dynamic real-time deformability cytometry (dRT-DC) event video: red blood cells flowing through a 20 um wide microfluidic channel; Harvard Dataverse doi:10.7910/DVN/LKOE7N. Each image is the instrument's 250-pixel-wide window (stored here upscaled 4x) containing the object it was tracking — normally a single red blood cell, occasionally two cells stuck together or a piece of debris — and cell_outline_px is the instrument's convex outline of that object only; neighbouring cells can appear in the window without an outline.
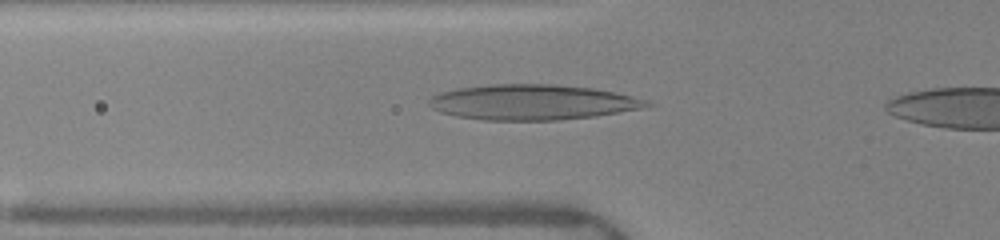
{"species": "human", "species_latin": "Homo sapiens", "temperature_condition": "warm", "stored_images_in_passage": 31, "camera_frame_rate_fps": 3000, "um_per_image_px": 0.085, "donor": {"sex": "female"}, "frame": {"image": 1, "passage_image": 5, "time_ms": 1.333, "image_size_px": [1000, 240], "cell_outline_px": [[656, 104], [640, 108], [596, 116], [560, 120], [484, 120], [456, 116], [440, 112], [432, 108], [428, 104], [428, 100], [432, 96], [440, 92], [456, 88], [488, 84], [556, 84], [592, 88], [616, 92], [648, 100]], "centroid_in_image_um": [45.24, 8.68], "position_along_channel_um": 80.6, "area_um2": 45.03}}
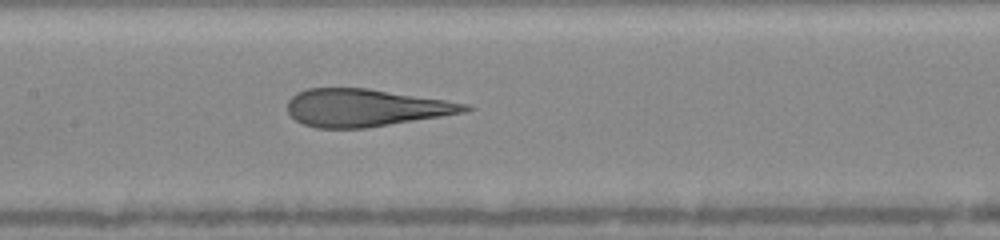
{"frame": {"image": 2, "passage_image": 12, "time_ms": 3.667, "image_size_px": [1000, 240], "cell_outline_px": [[476, 108], [464, 112], [440, 116], [364, 128], [316, 128], [304, 124], [296, 120], [288, 112], [288, 100], [296, 92], [308, 88], [368, 88], [444, 100], [468, 104]], "centroid_in_image_um": [31.03, 9.15], "position_along_channel_um": 176.4, "area_um2": 38.44}}
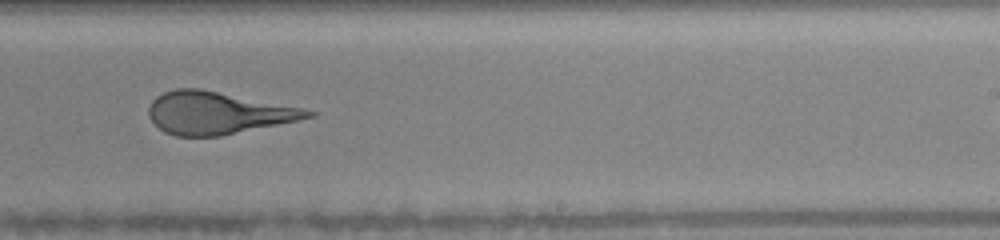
{"frame": {"image": 3, "passage_image": 19, "time_ms": 6.0, "image_size_px": [1000, 240], "cell_outline_px": [[316, 116], [220, 136], [176, 136], [164, 132], [148, 116], [148, 108], [152, 100], [156, 96], [164, 92], [176, 88], [200, 88], [300, 108], [316, 112]], "centroid_in_image_um": [18.43, 9.6], "position_along_channel_um": 270.6, "area_um2": 38.73}}